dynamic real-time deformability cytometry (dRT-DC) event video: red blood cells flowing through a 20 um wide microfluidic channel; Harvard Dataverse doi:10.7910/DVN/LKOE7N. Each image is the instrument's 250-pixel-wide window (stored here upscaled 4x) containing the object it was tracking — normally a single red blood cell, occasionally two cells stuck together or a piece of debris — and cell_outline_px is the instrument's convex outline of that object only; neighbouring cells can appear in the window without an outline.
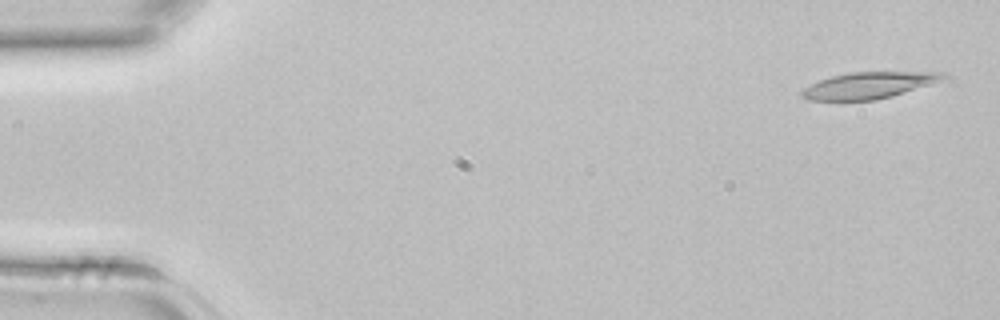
{"species": "common noctule bat (a hibernating species)", "species_latin": "Nyctalus noctula", "temperature_condition": "room temperature", "stored_images_in_passage": 43, "camera_frame_rate_fps": 3000, "um_per_image_px": 0.085, "animal": {"sex": "female", "body_mass_g": 22.7, "forearm_length_mm": 54.2}, "frame": {"image": 1, "passage_image": 2, "time_ms": 0.333, "image_size_px": [1000, 320], "cell_outline_px": [[948, 76], [940, 80], [928, 84], [876, 100], [808, 100], [800, 96], [800, 92], [804, 88], [820, 80], [832, 76], [852, 72], [944, 72]], "centroid_in_image_um": [73.77, 7.25], "position_along_channel_um": 11.2, "area_um2": 21.21}}
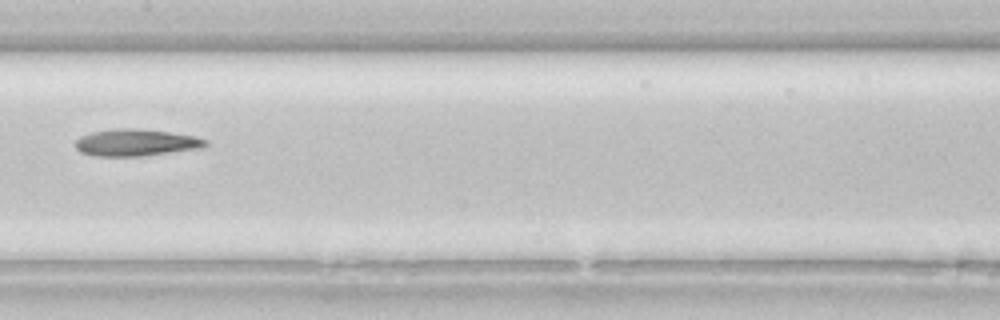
{"frame": {"image": 2, "passage_image": 22, "time_ms": 7.0, "image_size_px": [1000, 320], "cell_outline_px": [[208, 144], [200, 148], [140, 156], [92, 156], [80, 152], [76, 148], [76, 140], [80, 136], [92, 132], [116, 128], [136, 128], [168, 132], [196, 136], [208, 140]], "centroid_in_image_um": [11.54, 12.11], "position_along_channel_um": 195.9, "area_um2": 20.35}}
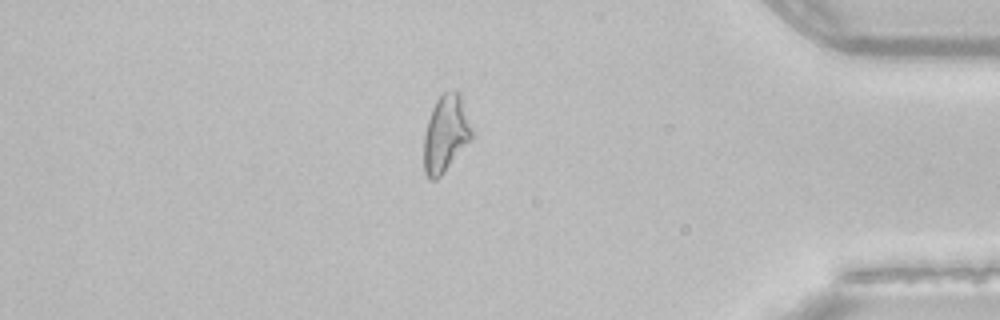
{"frame": {"image": 3, "passage_image": 37, "time_ms": 12.0, "image_size_px": [1000, 320], "cell_outline_px": [[472, 140], [440, 176], [436, 180], [428, 180], [424, 172], [424, 132], [432, 108], [436, 100], [444, 92], [456, 88], [460, 92], [472, 128]], "centroid_in_image_um": [37.89, 11.35], "position_along_channel_um": 397.3, "area_um2": 21.73}}